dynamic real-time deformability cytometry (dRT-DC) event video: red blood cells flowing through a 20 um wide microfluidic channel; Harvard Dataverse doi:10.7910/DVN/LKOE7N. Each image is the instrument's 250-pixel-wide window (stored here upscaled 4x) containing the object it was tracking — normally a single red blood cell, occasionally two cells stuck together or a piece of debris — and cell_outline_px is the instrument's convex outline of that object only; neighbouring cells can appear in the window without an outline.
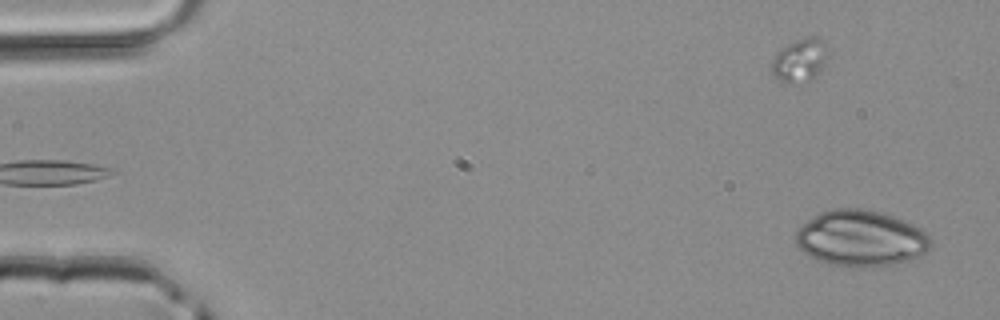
{"species": "common noctule bat (a hibernating species)", "species_latin": "Nyctalus noctula", "temperature_condition": "room temperature", "stored_images_in_passage": 4, "segment_of_instrument_passage": [2, 2], "camera_frame_rate_fps": 3000, "um_per_image_px": 0.085, "animal": {"sex": "male", "body_mass_g": 20.4}, "frame": {"image": 1, "passage_image": 4, "time_ms": 1.0, "image_size_px": [1000, 320], "cell_outline_px": [[932, 248], [924, 256], [884, 268], [828, 264], [816, 260], [808, 256], [796, 244], [796, 232], [808, 220], [820, 212], [832, 208], [860, 208], [884, 212], [904, 220], [920, 228], [932, 240]], "centroid_in_image_um": [73.24, 20.27], "position_along_channel_um": 11.8, "area_um2": 44.8}}